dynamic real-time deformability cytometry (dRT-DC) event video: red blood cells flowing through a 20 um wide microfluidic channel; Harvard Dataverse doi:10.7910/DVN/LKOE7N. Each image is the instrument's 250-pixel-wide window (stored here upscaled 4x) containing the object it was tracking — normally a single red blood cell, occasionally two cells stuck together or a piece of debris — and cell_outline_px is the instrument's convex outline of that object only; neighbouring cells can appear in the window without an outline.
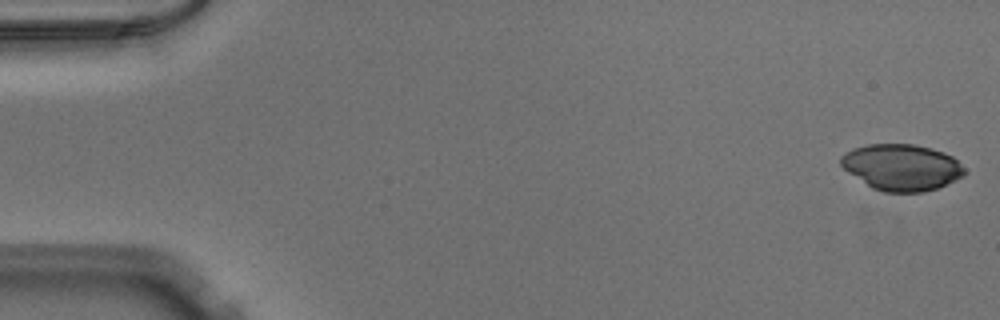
{"species": "Egyptian fruit bat (a non-hibernating species)", "species_latin": "Rousettus aegyptiacus", "temperature_condition": "warm", "stored_images_in_passage": 51, "camera_frame_rate_fps": 3000, "um_per_image_px": 0.085, "animal": {"sex": "male"}, "frame": {"image": 1, "passage_image": 1, "time_ms": 0.0, "image_size_px": [1000, 320], "cell_outline_px": [[964, 172], [960, 176], [936, 188], [920, 192], [884, 192], [872, 188], [848, 172], [840, 164], [840, 156], [844, 152], [852, 148], [868, 144], [912, 144], [944, 152], [952, 156], [964, 168]], "centroid_in_image_um": [76.56, 14.2], "position_along_channel_um": 8.4, "area_um2": 32.95}}
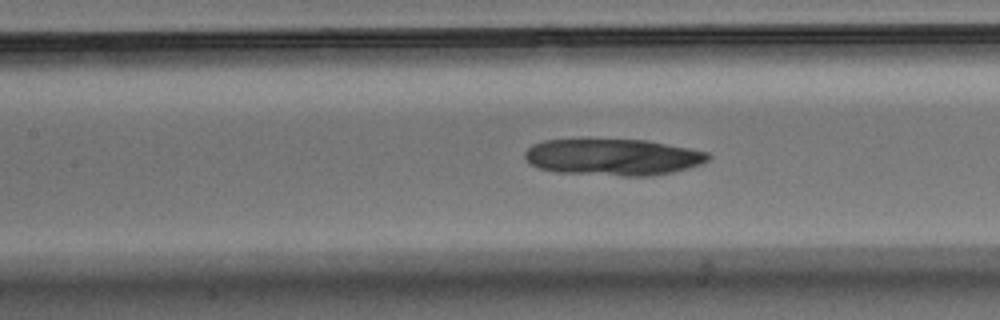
{"frame": {"image": 2, "passage_image": 23, "time_ms": 7.333, "image_size_px": [1000, 320], "cell_outline_px": [[712, 156], [708, 160], [700, 164], [688, 168], [672, 172], [652, 176], [620, 176], [556, 172], [540, 168], [532, 164], [524, 156], [524, 152], [532, 144], [544, 140], [644, 140], [688, 148], [708, 152]], "centroid_in_image_um": [52.11, 13.36], "position_along_channel_um": 155.3, "area_um2": 38.84}}
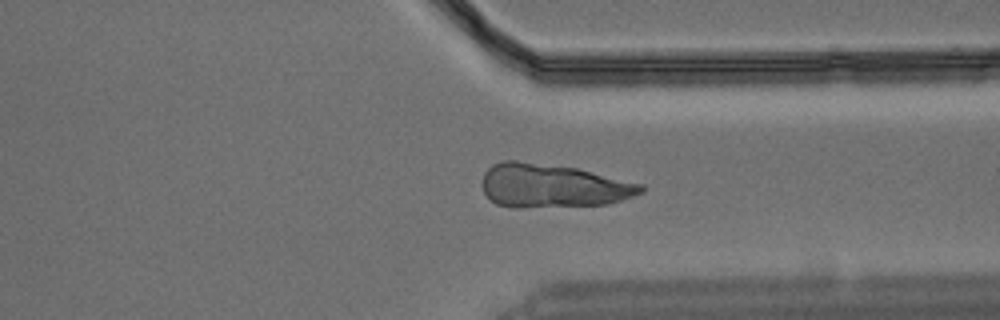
{"frame": {"image": 3, "passage_image": 39, "time_ms": 12.667, "image_size_px": [1000, 320], "cell_outline_px": [[644, 192], [608, 204], [516, 208], [512, 208], [496, 204], [484, 192], [480, 184], [484, 172], [492, 164], [500, 160], [516, 160], [576, 168], [644, 184]], "centroid_in_image_um": [46.93, 15.79], "position_along_channel_um": 364.5, "area_um2": 40.58}}